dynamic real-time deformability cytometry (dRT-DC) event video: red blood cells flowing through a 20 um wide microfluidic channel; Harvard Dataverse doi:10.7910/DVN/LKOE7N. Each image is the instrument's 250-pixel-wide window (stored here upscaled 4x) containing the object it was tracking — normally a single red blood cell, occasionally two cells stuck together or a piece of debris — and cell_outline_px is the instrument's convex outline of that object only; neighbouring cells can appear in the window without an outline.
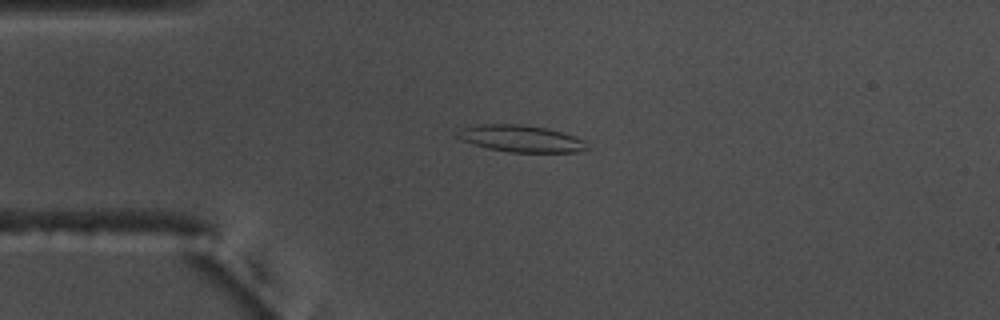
{"species": "common noctule bat (a hibernating species)", "species_latin": "Nyctalus noctula", "temperature_condition": "warm", "stored_images_in_passage": 54, "camera_frame_rate_fps": 3000, "um_per_image_px": 0.085, "animal": {"sex": "male", "body_mass_g": 17.5, "forearm_length_mm": 52.3}, "frame": {"image": 1, "passage_image": 12, "time_ms": 3.667, "image_size_px": [1000, 320], "cell_outline_px": [[588, 148], [576, 152], [512, 152], [488, 148], [464, 140], [456, 136], [456, 132], [464, 128], [480, 124], [520, 124], [548, 128], [584, 140]], "centroid_in_image_um": [44.29, 11.77], "position_along_channel_um": 40.7, "area_um2": 19.83}}
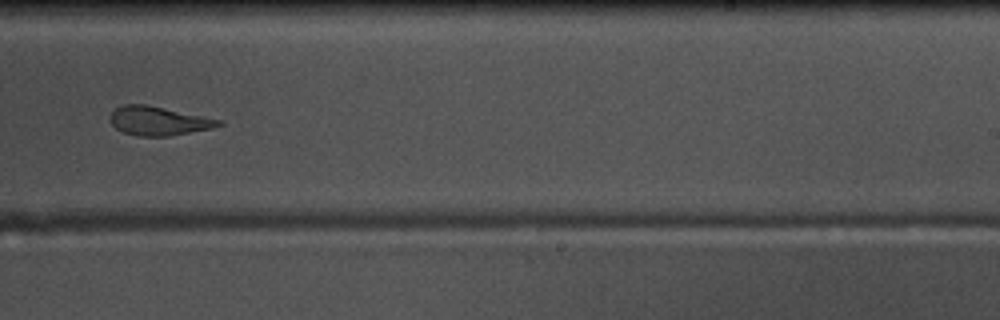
{"frame": {"image": 2, "passage_image": 33, "time_ms": 10.667, "image_size_px": [1000, 320], "cell_outline_px": [[224, 124], [212, 128], [168, 136], [140, 136], [124, 132], [116, 128], [108, 120], [108, 116], [116, 108], [124, 104], [144, 104], [164, 108], [220, 120]], "centroid_in_image_um": [13.42, 10.28], "position_along_channel_um": 275.6, "area_um2": 17.98}}
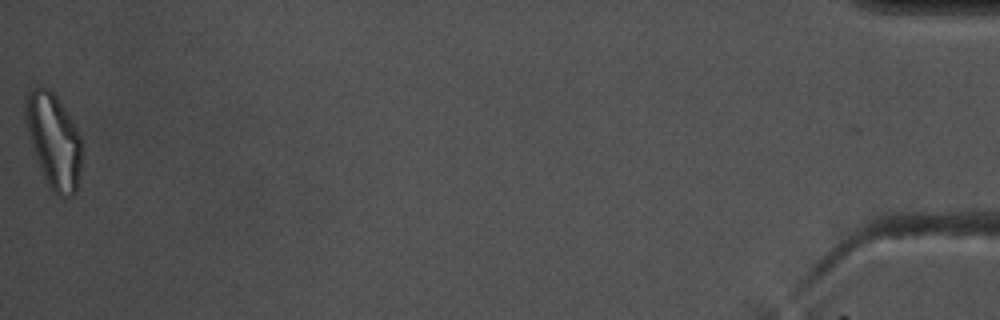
{"frame": {"image": 3, "passage_image": 54, "time_ms": 17.667, "image_size_px": [1000, 320], "cell_outline_px": [[80, 168], [76, 192], [72, 196], [60, 196], [52, 188], [44, 176], [32, 148], [24, 116], [24, 104], [28, 92], [36, 88], [48, 88], [56, 96], [68, 112], [80, 136]], "centroid_in_image_um": [4.55, 11.92], "position_along_channel_um": 430.6, "area_um2": 30.35}, "authors_computed_cell_mechanics": {"area_um2": 19.9121, "velocity_mm_per_s": 3.6946, "shape_relaxation_time_tau1_ms": null, "shape_relaxation_time_tau2_ms": 3.0126, "deformation_change_tau1": null, "deformation_change_tau2": 0.1127}}